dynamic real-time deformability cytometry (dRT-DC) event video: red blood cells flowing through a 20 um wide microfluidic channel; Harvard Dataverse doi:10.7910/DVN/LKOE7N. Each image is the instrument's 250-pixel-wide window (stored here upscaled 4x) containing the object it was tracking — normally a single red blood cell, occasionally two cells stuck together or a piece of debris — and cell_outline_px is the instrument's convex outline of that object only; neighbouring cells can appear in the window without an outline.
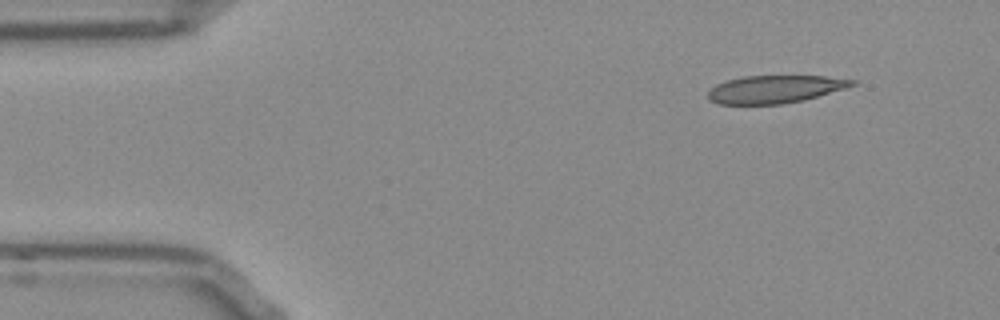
{"species": "Egyptian fruit bat (a non-hibernating species)", "species_latin": "Rousettus aegyptiacus", "temperature_condition": "room temperature", "stored_images_in_passage": 47, "camera_frame_rate_fps": 3000, "um_per_image_px": 0.085, "frame": {"image": 1, "passage_image": 1, "time_ms": 0.0, "image_size_px": [1000, 320], "cell_outline_px": [[856, 84], [844, 88], [804, 100], [780, 104], [720, 104], [708, 100], [708, 92], [716, 84], [728, 80], [744, 76], [824, 76], [856, 80]], "centroid_in_image_um": [65.84, 7.58], "position_along_channel_um": 19.2, "area_um2": 23.06}}
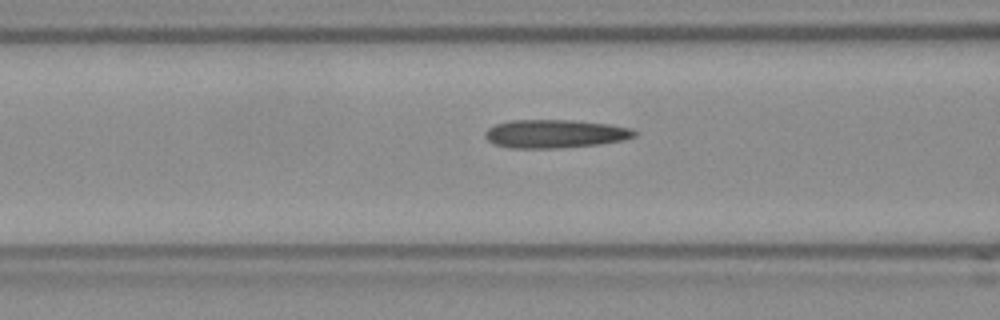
{"frame": {"image": 2, "passage_image": 15, "time_ms": 4.667, "image_size_px": [1000, 320], "cell_outline_px": [[636, 136], [624, 140], [596, 144], [560, 148], [508, 148], [496, 144], [488, 140], [484, 136], [484, 132], [488, 128], [496, 124], [512, 120], [572, 120], [608, 124], [632, 128], [636, 132]], "centroid_in_image_um": [47.17, 11.37], "position_along_channel_um": 119.4, "area_um2": 24.62}}
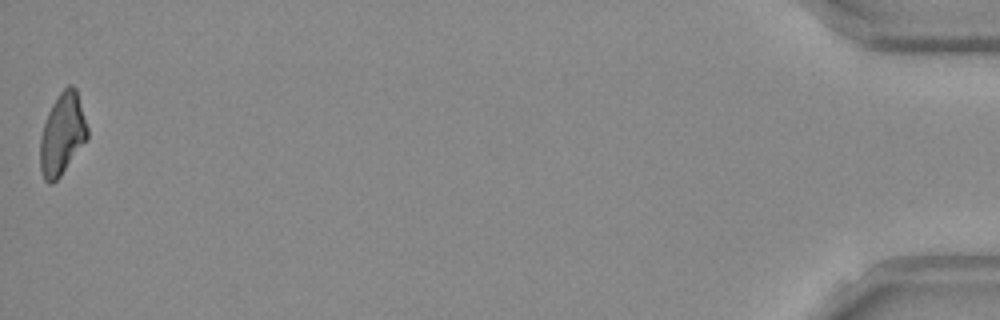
{"frame": {"image": 3, "passage_image": 47, "time_ms": 15.333, "image_size_px": [1000, 320], "cell_outline_px": [[88, 136], [60, 176], [52, 184], [48, 184], [44, 180], [40, 172], [40, 136], [48, 112], [52, 104], [60, 92], [68, 84], [72, 84], [76, 88], [88, 128]], "centroid_in_image_um": [5.27, 11.39], "position_along_channel_um": 429.9, "area_um2": 22.31}, "authors_computed_cell_mechanics": {"area_um2": 23.9292, "velocity_mm_per_s": 3.8674, "shape_relaxation_time_tau1_ms": null, "shape_relaxation_time_tau2_ms": 5.7092, "deformation_change_tau1": null, "deformation_change_tau2": 0.1927}}